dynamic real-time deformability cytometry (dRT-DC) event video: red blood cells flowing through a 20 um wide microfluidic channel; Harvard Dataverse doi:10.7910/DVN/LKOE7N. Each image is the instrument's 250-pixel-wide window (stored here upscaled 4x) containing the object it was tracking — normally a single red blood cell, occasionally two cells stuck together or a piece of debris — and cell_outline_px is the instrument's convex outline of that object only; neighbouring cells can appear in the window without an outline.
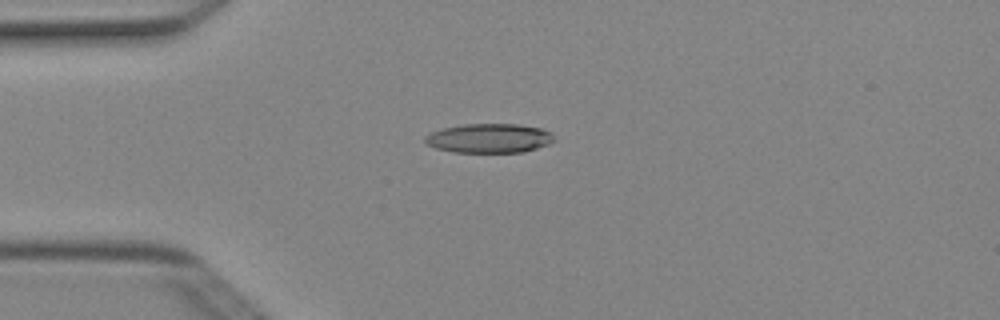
{"species": "Egyptian fruit bat (a non-hibernating species)", "species_latin": "Rousettus aegyptiacus", "temperature_condition": "cold", "stored_images_in_passage": 5, "camera_frame_rate_fps": 3000, "um_per_image_px": 0.085, "animal": {"sex": "female"}, "frame": {"image": 1, "passage_image": 3, "time_ms": 0.667, "image_size_px": [1000, 320], "cell_outline_px": [[556, 140], [548, 144], [524, 152], [452, 152], [436, 148], [424, 144], [424, 136], [440, 128], [464, 124], [520, 124], [540, 128], [552, 132], [556, 136]], "centroid_in_image_um": [41.58, 11.74], "position_along_channel_um": 43.4, "area_um2": 22.31}}
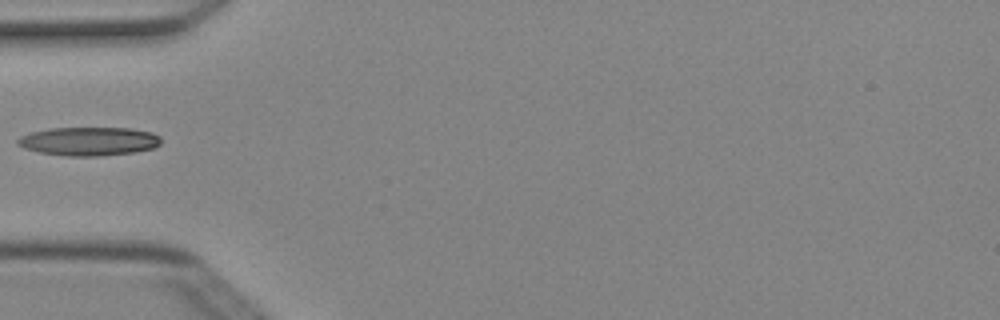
{"frame": {"image": 2, "passage_image": 4, "time_ms": 1.0, "image_size_px": [1000, 320], "cell_outline_px": [[160, 144], [152, 148], [132, 152], [100, 156], [68, 156], [40, 152], [24, 148], [16, 144], [16, 140], [20, 136], [32, 132], [48, 128], [128, 128], [152, 132], [160, 136]], "centroid_in_image_um": [7.53, 12.0], "position_along_channel_um": 77.5, "area_um2": 23.81}}
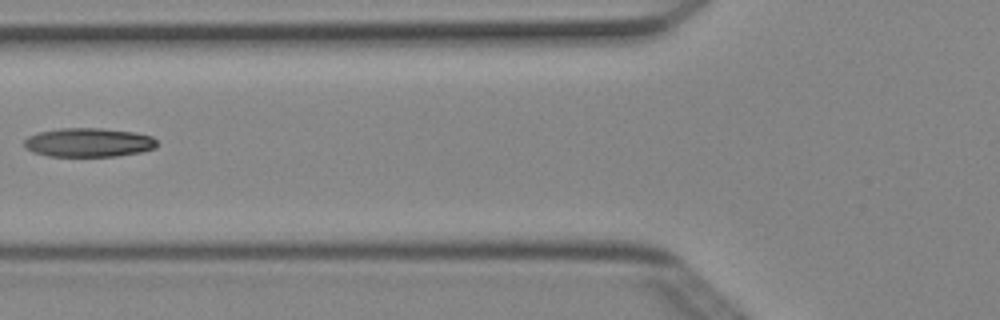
{"frame": {"image": 3, "passage_image": 5, "time_ms": 1.333, "image_size_px": [1000, 320], "cell_outline_px": [[156, 148], [140, 152], [116, 156], [48, 156], [32, 152], [24, 148], [24, 140], [28, 136], [40, 132], [60, 128], [100, 128], [136, 132], [152, 136], [156, 140]], "centroid_in_image_um": [7.52, 12.11], "position_along_channel_um": 118.3, "area_um2": 22.48}}